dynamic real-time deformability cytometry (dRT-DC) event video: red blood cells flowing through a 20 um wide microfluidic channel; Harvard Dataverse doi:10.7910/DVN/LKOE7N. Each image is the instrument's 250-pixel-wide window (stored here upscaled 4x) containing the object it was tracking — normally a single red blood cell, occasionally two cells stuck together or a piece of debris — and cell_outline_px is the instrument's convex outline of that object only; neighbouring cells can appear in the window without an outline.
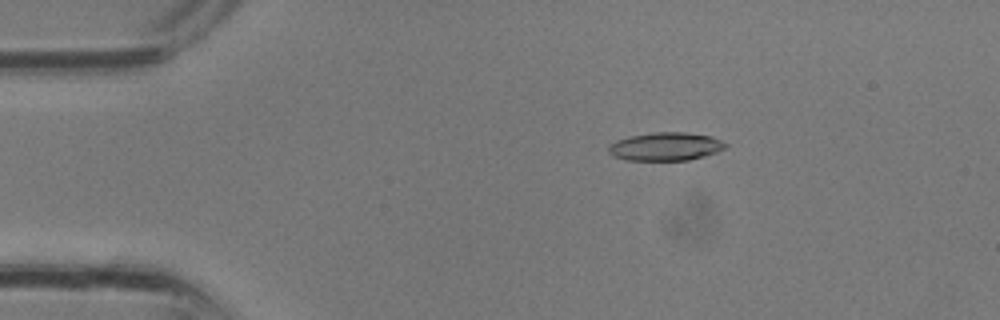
{"species": "common noctule bat (a hibernating species)", "species_latin": "Nyctalus noctula", "temperature_condition": "room temperature", "stored_images_in_passage": 32, "camera_frame_rate_fps": 3000, "um_per_image_px": 0.085, "animal": {"sex": "male", "body_mass_g": 13.3}, "frame": {"image": 1, "passage_image": 6, "time_ms": 1.667, "image_size_px": [1000, 320], "cell_outline_px": [[728, 144], [724, 148], [716, 152], [704, 156], [688, 160], [628, 160], [612, 156], [608, 152], [608, 144], [616, 140], [632, 136], [656, 132], [688, 132], [712, 136]], "centroid_in_image_um": [56.56, 12.45], "position_along_channel_um": 28.4, "area_um2": 19.25}}
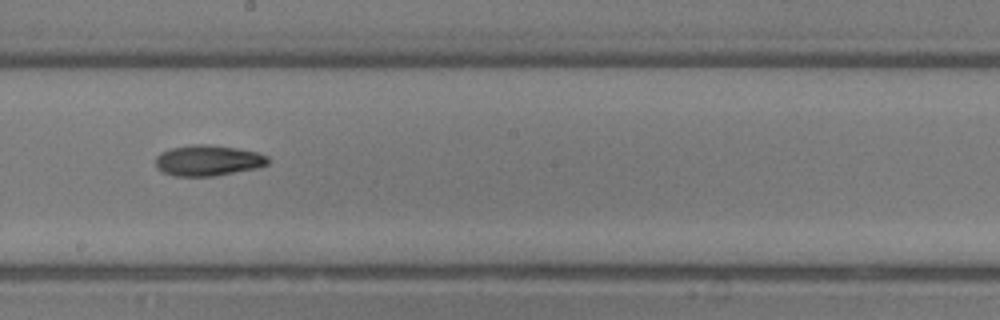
{"frame": {"image": 2, "passage_image": 18, "time_ms": 5.667, "image_size_px": [1000, 320], "cell_outline_px": [[268, 164], [256, 168], [216, 176], [176, 176], [164, 172], [156, 168], [156, 156], [160, 152], [172, 148], [192, 144], [208, 144], [236, 148], [256, 152], [268, 156]], "centroid_in_image_um": [17.67, 13.64], "position_along_channel_um": 230.5, "area_um2": 20.11}}
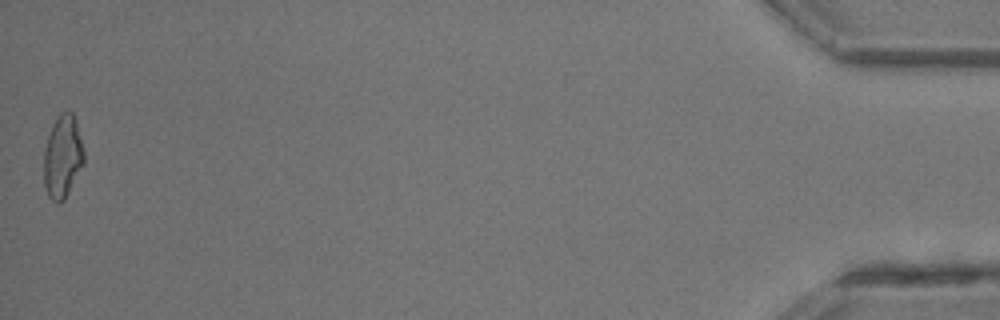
{"frame": {"image": 3, "passage_image": 32, "time_ms": 10.333, "image_size_px": [1000, 320], "cell_outline_px": [[84, 164], [64, 200], [60, 204], [56, 204], [48, 196], [44, 184], [44, 152], [48, 136], [52, 124], [56, 116], [60, 112], [72, 112], [76, 120], [84, 152]], "centroid_in_image_um": [5.32, 13.33], "position_along_channel_um": 429.9, "area_um2": 19.48}}